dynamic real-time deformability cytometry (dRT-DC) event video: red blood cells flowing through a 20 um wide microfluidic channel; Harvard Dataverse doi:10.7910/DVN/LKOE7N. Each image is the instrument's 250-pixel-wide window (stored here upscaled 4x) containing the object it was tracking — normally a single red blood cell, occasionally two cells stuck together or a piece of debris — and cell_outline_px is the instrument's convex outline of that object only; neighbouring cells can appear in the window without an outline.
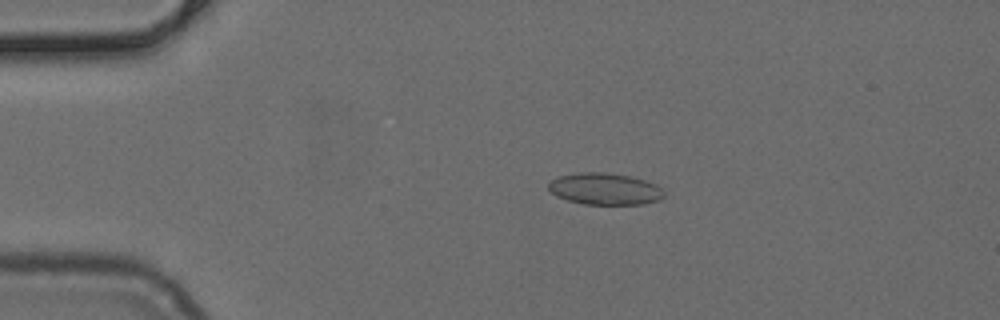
{"species": "common noctule bat (a hibernating species)", "species_latin": "Nyctalus noctula", "temperature_condition": "cold", "stored_images_in_passage": 35, "camera_frame_rate_fps": 3000, "um_per_image_px": 0.085, "animal": {"sex": "female", "body_mass_g": 24.6, "forearm_length_mm": 56.2}, "frame": {"image": 1, "passage_image": 7, "time_ms": 2.0, "image_size_px": [1000, 320], "cell_outline_px": [[664, 196], [660, 200], [644, 204], [584, 204], [568, 200], [556, 196], [548, 188], [548, 184], [552, 180], [560, 176], [580, 172], [604, 172], [632, 176], [656, 184], [664, 192]], "centroid_in_image_um": [51.43, 16.05], "position_along_channel_um": 33.6, "area_um2": 21.33}}
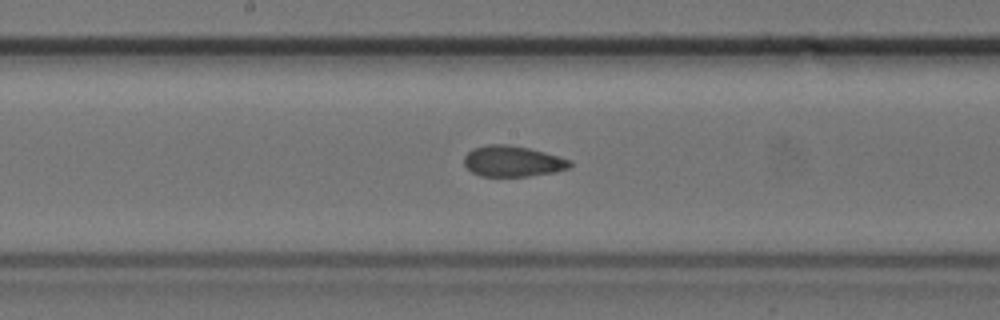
{"frame": {"image": 2, "passage_image": 23, "time_ms": 7.333, "image_size_px": [1000, 320], "cell_outline_px": [[572, 168], [556, 172], [528, 176], [480, 176], [472, 172], [464, 164], [464, 156], [472, 148], [488, 144], [508, 144], [528, 148], [544, 152], [572, 160]], "centroid_in_image_um": [43.6, 13.71], "position_along_channel_um": 204.6, "area_um2": 19.19}}
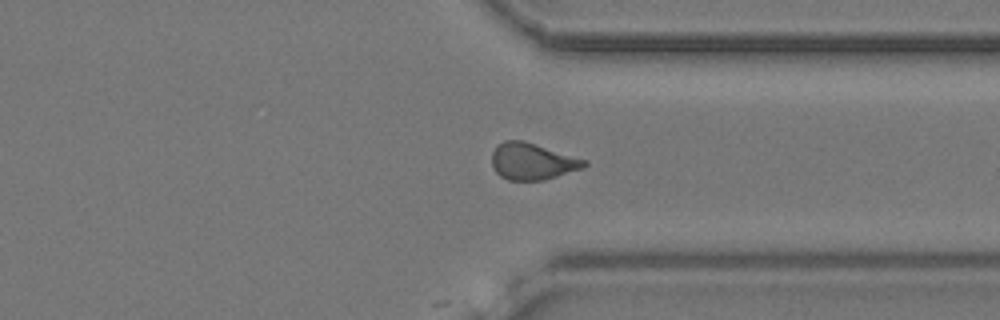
{"frame": {"image": 3, "passage_image": 35, "time_ms": 11.333, "image_size_px": [1000, 320], "cell_outline_px": [[588, 164], [584, 168], [544, 180], [508, 180], [500, 176], [496, 172], [492, 164], [492, 152], [496, 144], [504, 140], [524, 140], [588, 160]], "centroid_in_image_um": [45.25, 13.7], "position_along_channel_um": 366.1, "area_um2": 20.0}}